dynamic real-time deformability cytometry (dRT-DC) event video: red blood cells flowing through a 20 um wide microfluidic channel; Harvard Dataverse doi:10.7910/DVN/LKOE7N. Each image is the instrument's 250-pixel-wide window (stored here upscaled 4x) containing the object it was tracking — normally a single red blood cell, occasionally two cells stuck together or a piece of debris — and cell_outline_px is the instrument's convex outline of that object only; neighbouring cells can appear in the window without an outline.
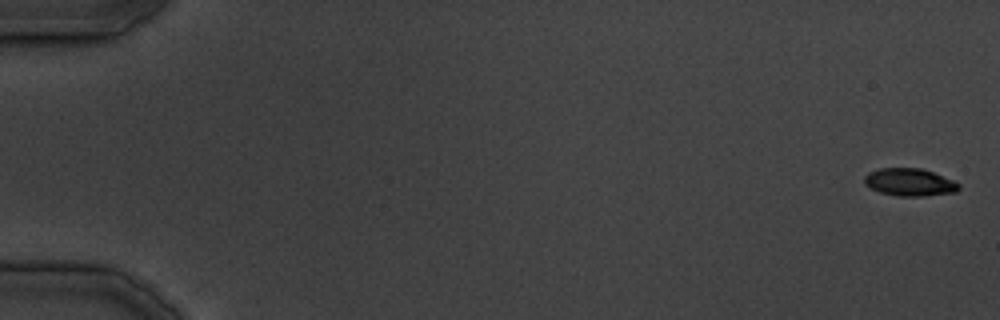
{"species": "common noctule bat (a hibernating species)", "species_latin": "Nyctalus noctula", "temperature_condition": "cold", "stored_images_in_passage": 15, "camera_frame_rate_fps": 3000, "um_per_image_px": 0.085, "animal": {"sex": "male", "body_mass_g": 19.5, "forearm_length_mm": 54.6}, "frame": {"image": 1, "passage_image": 1, "time_ms": 0.0, "image_size_px": [1000, 320], "cell_outline_px": [[960, 188], [956, 192], [924, 196], [896, 196], [880, 192], [864, 184], [864, 176], [868, 172], [880, 168], [920, 168], [932, 172], [952, 180], [960, 184]], "centroid_in_image_um": [77.3, 15.49], "position_along_channel_um": 7.7, "area_um2": 15.14}}